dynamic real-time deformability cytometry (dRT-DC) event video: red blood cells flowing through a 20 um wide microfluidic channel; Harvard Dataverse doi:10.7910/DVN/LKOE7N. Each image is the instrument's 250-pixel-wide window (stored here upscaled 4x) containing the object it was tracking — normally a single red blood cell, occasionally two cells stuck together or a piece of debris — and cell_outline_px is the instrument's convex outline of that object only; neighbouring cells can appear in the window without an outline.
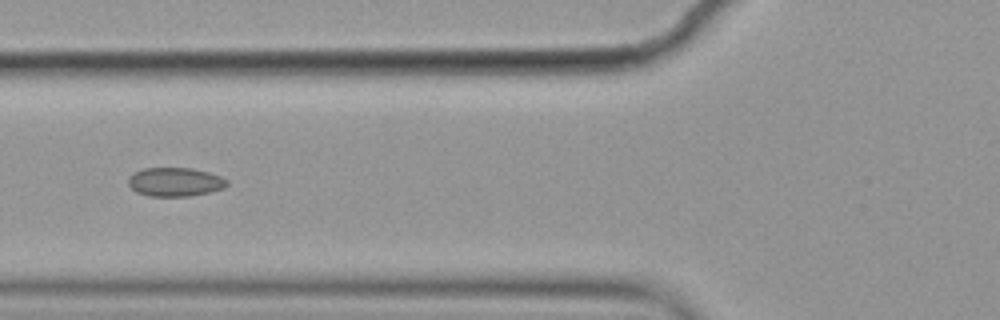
{"species": "common noctule bat (a hibernating species)", "species_latin": "Nyctalus noctula", "temperature_condition": "cold", "stored_images_in_passage": 7, "camera_frame_rate_fps": 3000, "um_per_image_px": 0.085, "animal": {"sex": "female", "body_mass_g": 19.9}, "frame": {"image": 1, "passage_image": 7, "time_ms": 2.0, "image_size_px": [1000, 320], "cell_outline_px": [[228, 184], [224, 188], [208, 192], [188, 196], [148, 196], [136, 192], [128, 184], [128, 180], [136, 172], [144, 168], [192, 168], [208, 172], [220, 176], [228, 180]], "centroid_in_image_um": [14.9, 15.47], "position_along_channel_um": 110.9, "area_um2": 16.42}}